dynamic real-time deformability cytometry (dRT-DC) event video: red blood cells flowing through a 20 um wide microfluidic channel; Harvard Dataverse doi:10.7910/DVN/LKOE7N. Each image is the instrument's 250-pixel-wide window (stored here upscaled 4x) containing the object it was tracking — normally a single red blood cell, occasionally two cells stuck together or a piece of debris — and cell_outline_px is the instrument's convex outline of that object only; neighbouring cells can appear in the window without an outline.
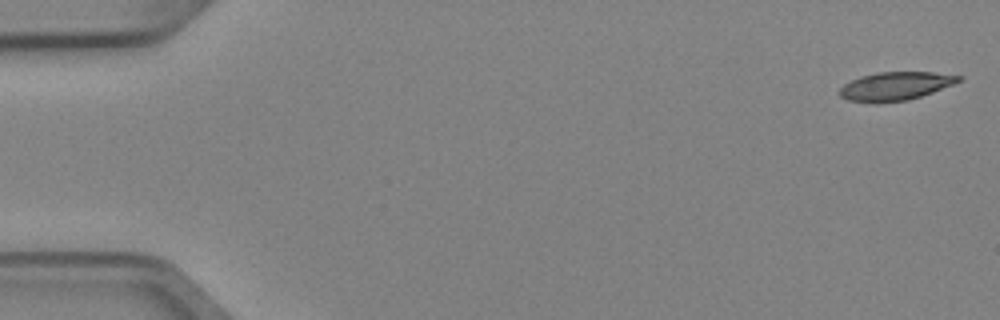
{"species": "Egyptian fruit bat (a non-hibernating species)", "species_latin": "Rousettus aegyptiacus", "temperature_condition": "cold", "stored_images_in_passage": 4, "camera_frame_rate_fps": 3000, "um_per_image_px": 0.085, "animal": {"sex": "female"}, "frame": {"image": 1, "passage_image": 1, "time_ms": 0.0, "image_size_px": [1000, 320], "cell_outline_px": [[964, 76], [960, 80], [952, 84], [932, 92], [908, 100], [876, 104], [872, 104], [848, 100], [840, 96], [840, 88], [844, 84], [860, 76], [880, 72], [932, 72]], "centroid_in_image_um": [76.07, 7.33], "position_along_channel_um": 8.9, "area_um2": 19.71}}